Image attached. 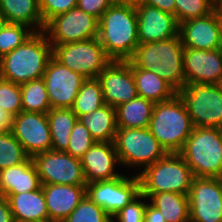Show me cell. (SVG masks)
Wrapping results in <instances>:
<instances>
[{
  "mask_svg": "<svg viewBox=\"0 0 222 222\" xmlns=\"http://www.w3.org/2000/svg\"><path fill=\"white\" fill-rule=\"evenodd\" d=\"M138 20L135 7H109L98 20V39L112 61H128L138 46Z\"/></svg>",
  "mask_w": 222,
  "mask_h": 222,
  "instance_id": "1",
  "label": "cell"
},
{
  "mask_svg": "<svg viewBox=\"0 0 222 222\" xmlns=\"http://www.w3.org/2000/svg\"><path fill=\"white\" fill-rule=\"evenodd\" d=\"M53 47L44 31L35 32L23 44L0 58V78L23 84L43 78Z\"/></svg>",
  "mask_w": 222,
  "mask_h": 222,
  "instance_id": "2",
  "label": "cell"
},
{
  "mask_svg": "<svg viewBox=\"0 0 222 222\" xmlns=\"http://www.w3.org/2000/svg\"><path fill=\"white\" fill-rule=\"evenodd\" d=\"M183 51L178 35L163 41L138 44L130 61L137 68L155 72L178 92L186 85Z\"/></svg>",
  "mask_w": 222,
  "mask_h": 222,
  "instance_id": "3",
  "label": "cell"
},
{
  "mask_svg": "<svg viewBox=\"0 0 222 222\" xmlns=\"http://www.w3.org/2000/svg\"><path fill=\"white\" fill-rule=\"evenodd\" d=\"M149 130L167 153H179L193 131V124L178 94L154 104Z\"/></svg>",
  "mask_w": 222,
  "mask_h": 222,
  "instance_id": "4",
  "label": "cell"
},
{
  "mask_svg": "<svg viewBox=\"0 0 222 222\" xmlns=\"http://www.w3.org/2000/svg\"><path fill=\"white\" fill-rule=\"evenodd\" d=\"M140 193L147 199L156 193L175 192L188 195L194 175L179 153L164 158L140 171Z\"/></svg>",
  "mask_w": 222,
  "mask_h": 222,
  "instance_id": "5",
  "label": "cell"
},
{
  "mask_svg": "<svg viewBox=\"0 0 222 222\" xmlns=\"http://www.w3.org/2000/svg\"><path fill=\"white\" fill-rule=\"evenodd\" d=\"M179 154L194 177L222 178V129L194 127Z\"/></svg>",
  "mask_w": 222,
  "mask_h": 222,
  "instance_id": "6",
  "label": "cell"
},
{
  "mask_svg": "<svg viewBox=\"0 0 222 222\" xmlns=\"http://www.w3.org/2000/svg\"><path fill=\"white\" fill-rule=\"evenodd\" d=\"M113 143L123 167L144 170L168 154L149 128H117Z\"/></svg>",
  "mask_w": 222,
  "mask_h": 222,
  "instance_id": "7",
  "label": "cell"
},
{
  "mask_svg": "<svg viewBox=\"0 0 222 222\" xmlns=\"http://www.w3.org/2000/svg\"><path fill=\"white\" fill-rule=\"evenodd\" d=\"M53 57L71 71L86 79L97 78L112 60L107 56L98 38L85 41L52 44Z\"/></svg>",
  "mask_w": 222,
  "mask_h": 222,
  "instance_id": "8",
  "label": "cell"
},
{
  "mask_svg": "<svg viewBox=\"0 0 222 222\" xmlns=\"http://www.w3.org/2000/svg\"><path fill=\"white\" fill-rule=\"evenodd\" d=\"M177 94L194 127L222 129V93L215 84H188Z\"/></svg>",
  "mask_w": 222,
  "mask_h": 222,
  "instance_id": "9",
  "label": "cell"
},
{
  "mask_svg": "<svg viewBox=\"0 0 222 222\" xmlns=\"http://www.w3.org/2000/svg\"><path fill=\"white\" fill-rule=\"evenodd\" d=\"M140 194L139 177L121 174L111 180H100L86 184V195L111 217L123 209Z\"/></svg>",
  "mask_w": 222,
  "mask_h": 222,
  "instance_id": "10",
  "label": "cell"
},
{
  "mask_svg": "<svg viewBox=\"0 0 222 222\" xmlns=\"http://www.w3.org/2000/svg\"><path fill=\"white\" fill-rule=\"evenodd\" d=\"M51 44L98 38V19L78 7L52 18L44 28Z\"/></svg>",
  "mask_w": 222,
  "mask_h": 222,
  "instance_id": "11",
  "label": "cell"
},
{
  "mask_svg": "<svg viewBox=\"0 0 222 222\" xmlns=\"http://www.w3.org/2000/svg\"><path fill=\"white\" fill-rule=\"evenodd\" d=\"M41 184L86 185L81 160L63 151L49 150L33 158Z\"/></svg>",
  "mask_w": 222,
  "mask_h": 222,
  "instance_id": "12",
  "label": "cell"
},
{
  "mask_svg": "<svg viewBox=\"0 0 222 222\" xmlns=\"http://www.w3.org/2000/svg\"><path fill=\"white\" fill-rule=\"evenodd\" d=\"M188 201L189 222H222V178L194 177Z\"/></svg>",
  "mask_w": 222,
  "mask_h": 222,
  "instance_id": "13",
  "label": "cell"
},
{
  "mask_svg": "<svg viewBox=\"0 0 222 222\" xmlns=\"http://www.w3.org/2000/svg\"><path fill=\"white\" fill-rule=\"evenodd\" d=\"M10 131L30 158L52 150L47 114L21 111L12 117Z\"/></svg>",
  "mask_w": 222,
  "mask_h": 222,
  "instance_id": "14",
  "label": "cell"
},
{
  "mask_svg": "<svg viewBox=\"0 0 222 222\" xmlns=\"http://www.w3.org/2000/svg\"><path fill=\"white\" fill-rule=\"evenodd\" d=\"M43 79L46 83L51 109L71 108L86 78L71 71L54 57L48 62Z\"/></svg>",
  "mask_w": 222,
  "mask_h": 222,
  "instance_id": "15",
  "label": "cell"
},
{
  "mask_svg": "<svg viewBox=\"0 0 222 222\" xmlns=\"http://www.w3.org/2000/svg\"><path fill=\"white\" fill-rule=\"evenodd\" d=\"M104 103L114 108L138 97L132 68L127 61H112L98 75Z\"/></svg>",
  "mask_w": 222,
  "mask_h": 222,
  "instance_id": "16",
  "label": "cell"
},
{
  "mask_svg": "<svg viewBox=\"0 0 222 222\" xmlns=\"http://www.w3.org/2000/svg\"><path fill=\"white\" fill-rule=\"evenodd\" d=\"M179 36L184 48L219 49L222 36V22L216 10L200 18L179 24Z\"/></svg>",
  "mask_w": 222,
  "mask_h": 222,
  "instance_id": "17",
  "label": "cell"
},
{
  "mask_svg": "<svg viewBox=\"0 0 222 222\" xmlns=\"http://www.w3.org/2000/svg\"><path fill=\"white\" fill-rule=\"evenodd\" d=\"M183 68L186 85L216 84L222 76V52L184 48Z\"/></svg>",
  "mask_w": 222,
  "mask_h": 222,
  "instance_id": "18",
  "label": "cell"
},
{
  "mask_svg": "<svg viewBox=\"0 0 222 222\" xmlns=\"http://www.w3.org/2000/svg\"><path fill=\"white\" fill-rule=\"evenodd\" d=\"M135 10L139 44L163 41L179 35V23L175 15L146 4L137 6Z\"/></svg>",
  "mask_w": 222,
  "mask_h": 222,
  "instance_id": "19",
  "label": "cell"
},
{
  "mask_svg": "<svg viewBox=\"0 0 222 222\" xmlns=\"http://www.w3.org/2000/svg\"><path fill=\"white\" fill-rule=\"evenodd\" d=\"M80 160L86 183L111 180L122 174L114 169L120 163L113 142H95Z\"/></svg>",
  "mask_w": 222,
  "mask_h": 222,
  "instance_id": "20",
  "label": "cell"
},
{
  "mask_svg": "<svg viewBox=\"0 0 222 222\" xmlns=\"http://www.w3.org/2000/svg\"><path fill=\"white\" fill-rule=\"evenodd\" d=\"M49 222H62L86 195V185L41 184Z\"/></svg>",
  "mask_w": 222,
  "mask_h": 222,
  "instance_id": "21",
  "label": "cell"
},
{
  "mask_svg": "<svg viewBox=\"0 0 222 222\" xmlns=\"http://www.w3.org/2000/svg\"><path fill=\"white\" fill-rule=\"evenodd\" d=\"M15 222H49L42 187L36 191L7 194Z\"/></svg>",
  "mask_w": 222,
  "mask_h": 222,
  "instance_id": "22",
  "label": "cell"
},
{
  "mask_svg": "<svg viewBox=\"0 0 222 222\" xmlns=\"http://www.w3.org/2000/svg\"><path fill=\"white\" fill-rule=\"evenodd\" d=\"M0 186L4 196L38 190L41 182L33 159L29 157L22 164L0 170Z\"/></svg>",
  "mask_w": 222,
  "mask_h": 222,
  "instance_id": "23",
  "label": "cell"
},
{
  "mask_svg": "<svg viewBox=\"0 0 222 222\" xmlns=\"http://www.w3.org/2000/svg\"><path fill=\"white\" fill-rule=\"evenodd\" d=\"M127 62L132 68L139 97L156 104L170 100L177 94V91L155 72L137 68L130 60Z\"/></svg>",
  "mask_w": 222,
  "mask_h": 222,
  "instance_id": "24",
  "label": "cell"
},
{
  "mask_svg": "<svg viewBox=\"0 0 222 222\" xmlns=\"http://www.w3.org/2000/svg\"><path fill=\"white\" fill-rule=\"evenodd\" d=\"M0 13L8 23L24 24L35 32L44 31L39 0H0Z\"/></svg>",
  "mask_w": 222,
  "mask_h": 222,
  "instance_id": "25",
  "label": "cell"
},
{
  "mask_svg": "<svg viewBox=\"0 0 222 222\" xmlns=\"http://www.w3.org/2000/svg\"><path fill=\"white\" fill-rule=\"evenodd\" d=\"M78 120L86 126L96 142H113L117 132L116 109L103 105L92 113L82 115Z\"/></svg>",
  "mask_w": 222,
  "mask_h": 222,
  "instance_id": "26",
  "label": "cell"
},
{
  "mask_svg": "<svg viewBox=\"0 0 222 222\" xmlns=\"http://www.w3.org/2000/svg\"><path fill=\"white\" fill-rule=\"evenodd\" d=\"M154 103L143 97H136L117 106V128H148Z\"/></svg>",
  "mask_w": 222,
  "mask_h": 222,
  "instance_id": "27",
  "label": "cell"
},
{
  "mask_svg": "<svg viewBox=\"0 0 222 222\" xmlns=\"http://www.w3.org/2000/svg\"><path fill=\"white\" fill-rule=\"evenodd\" d=\"M52 150L65 152L68 148L70 133L78 120L71 108H55L47 112Z\"/></svg>",
  "mask_w": 222,
  "mask_h": 222,
  "instance_id": "28",
  "label": "cell"
},
{
  "mask_svg": "<svg viewBox=\"0 0 222 222\" xmlns=\"http://www.w3.org/2000/svg\"><path fill=\"white\" fill-rule=\"evenodd\" d=\"M149 199L150 204L162 213L166 222H189L188 195L164 192L151 195Z\"/></svg>",
  "mask_w": 222,
  "mask_h": 222,
  "instance_id": "29",
  "label": "cell"
},
{
  "mask_svg": "<svg viewBox=\"0 0 222 222\" xmlns=\"http://www.w3.org/2000/svg\"><path fill=\"white\" fill-rule=\"evenodd\" d=\"M103 105L105 103L100 81L97 78H88L82 84L71 110L79 118L92 113Z\"/></svg>",
  "mask_w": 222,
  "mask_h": 222,
  "instance_id": "30",
  "label": "cell"
},
{
  "mask_svg": "<svg viewBox=\"0 0 222 222\" xmlns=\"http://www.w3.org/2000/svg\"><path fill=\"white\" fill-rule=\"evenodd\" d=\"M22 94V110L47 114L51 110L46 83L43 78L20 84Z\"/></svg>",
  "mask_w": 222,
  "mask_h": 222,
  "instance_id": "31",
  "label": "cell"
},
{
  "mask_svg": "<svg viewBox=\"0 0 222 222\" xmlns=\"http://www.w3.org/2000/svg\"><path fill=\"white\" fill-rule=\"evenodd\" d=\"M29 156L12 132L0 131V170L24 163Z\"/></svg>",
  "mask_w": 222,
  "mask_h": 222,
  "instance_id": "32",
  "label": "cell"
},
{
  "mask_svg": "<svg viewBox=\"0 0 222 222\" xmlns=\"http://www.w3.org/2000/svg\"><path fill=\"white\" fill-rule=\"evenodd\" d=\"M34 33L27 25L7 23L0 31V58L19 47Z\"/></svg>",
  "mask_w": 222,
  "mask_h": 222,
  "instance_id": "33",
  "label": "cell"
},
{
  "mask_svg": "<svg viewBox=\"0 0 222 222\" xmlns=\"http://www.w3.org/2000/svg\"><path fill=\"white\" fill-rule=\"evenodd\" d=\"M112 217L93 203L87 195L62 222H111Z\"/></svg>",
  "mask_w": 222,
  "mask_h": 222,
  "instance_id": "34",
  "label": "cell"
},
{
  "mask_svg": "<svg viewBox=\"0 0 222 222\" xmlns=\"http://www.w3.org/2000/svg\"><path fill=\"white\" fill-rule=\"evenodd\" d=\"M215 10V0H175V17L180 24Z\"/></svg>",
  "mask_w": 222,
  "mask_h": 222,
  "instance_id": "35",
  "label": "cell"
},
{
  "mask_svg": "<svg viewBox=\"0 0 222 222\" xmlns=\"http://www.w3.org/2000/svg\"><path fill=\"white\" fill-rule=\"evenodd\" d=\"M0 108L12 117L23 111L20 84L0 78Z\"/></svg>",
  "mask_w": 222,
  "mask_h": 222,
  "instance_id": "36",
  "label": "cell"
},
{
  "mask_svg": "<svg viewBox=\"0 0 222 222\" xmlns=\"http://www.w3.org/2000/svg\"><path fill=\"white\" fill-rule=\"evenodd\" d=\"M95 142L86 126L77 120L70 133L68 148L65 152L80 159Z\"/></svg>",
  "mask_w": 222,
  "mask_h": 222,
  "instance_id": "37",
  "label": "cell"
},
{
  "mask_svg": "<svg viewBox=\"0 0 222 222\" xmlns=\"http://www.w3.org/2000/svg\"><path fill=\"white\" fill-rule=\"evenodd\" d=\"M146 199L141 193L127 204L123 209L117 212L113 217L114 222H144V214L147 203L141 201ZM115 218V219H114Z\"/></svg>",
  "mask_w": 222,
  "mask_h": 222,
  "instance_id": "38",
  "label": "cell"
},
{
  "mask_svg": "<svg viewBox=\"0 0 222 222\" xmlns=\"http://www.w3.org/2000/svg\"><path fill=\"white\" fill-rule=\"evenodd\" d=\"M78 0H39L40 13L44 25L57 15L77 7Z\"/></svg>",
  "mask_w": 222,
  "mask_h": 222,
  "instance_id": "39",
  "label": "cell"
},
{
  "mask_svg": "<svg viewBox=\"0 0 222 222\" xmlns=\"http://www.w3.org/2000/svg\"><path fill=\"white\" fill-rule=\"evenodd\" d=\"M113 5L112 0H78L77 7L88 14L93 15L98 20L101 15Z\"/></svg>",
  "mask_w": 222,
  "mask_h": 222,
  "instance_id": "40",
  "label": "cell"
},
{
  "mask_svg": "<svg viewBox=\"0 0 222 222\" xmlns=\"http://www.w3.org/2000/svg\"><path fill=\"white\" fill-rule=\"evenodd\" d=\"M143 4L156 7L163 12L175 15V0H143Z\"/></svg>",
  "mask_w": 222,
  "mask_h": 222,
  "instance_id": "41",
  "label": "cell"
},
{
  "mask_svg": "<svg viewBox=\"0 0 222 222\" xmlns=\"http://www.w3.org/2000/svg\"><path fill=\"white\" fill-rule=\"evenodd\" d=\"M144 222H166V220L158 209H156L150 203H147L144 214Z\"/></svg>",
  "mask_w": 222,
  "mask_h": 222,
  "instance_id": "42",
  "label": "cell"
},
{
  "mask_svg": "<svg viewBox=\"0 0 222 222\" xmlns=\"http://www.w3.org/2000/svg\"><path fill=\"white\" fill-rule=\"evenodd\" d=\"M0 222H15L6 197L0 199Z\"/></svg>",
  "mask_w": 222,
  "mask_h": 222,
  "instance_id": "43",
  "label": "cell"
},
{
  "mask_svg": "<svg viewBox=\"0 0 222 222\" xmlns=\"http://www.w3.org/2000/svg\"><path fill=\"white\" fill-rule=\"evenodd\" d=\"M12 116L0 108V131H7L11 128Z\"/></svg>",
  "mask_w": 222,
  "mask_h": 222,
  "instance_id": "44",
  "label": "cell"
},
{
  "mask_svg": "<svg viewBox=\"0 0 222 222\" xmlns=\"http://www.w3.org/2000/svg\"><path fill=\"white\" fill-rule=\"evenodd\" d=\"M115 5H126L137 7L143 4V0H112Z\"/></svg>",
  "mask_w": 222,
  "mask_h": 222,
  "instance_id": "45",
  "label": "cell"
},
{
  "mask_svg": "<svg viewBox=\"0 0 222 222\" xmlns=\"http://www.w3.org/2000/svg\"><path fill=\"white\" fill-rule=\"evenodd\" d=\"M215 10L219 15V18L222 22V0H215Z\"/></svg>",
  "mask_w": 222,
  "mask_h": 222,
  "instance_id": "46",
  "label": "cell"
},
{
  "mask_svg": "<svg viewBox=\"0 0 222 222\" xmlns=\"http://www.w3.org/2000/svg\"><path fill=\"white\" fill-rule=\"evenodd\" d=\"M6 18L0 13V31L4 28V26L7 24Z\"/></svg>",
  "mask_w": 222,
  "mask_h": 222,
  "instance_id": "47",
  "label": "cell"
},
{
  "mask_svg": "<svg viewBox=\"0 0 222 222\" xmlns=\"http://www.w3.org/2000/svg\"><path fill=\"white\" fill-rule=\"evenodd\" d=\"M215 85L217 86L218 90L222 93V76Z\"/></svg>",
  "mask_w": 222,
  "mask_h": 222,
  "instance_id": "48",
  "label": "cell"
},
{
  "mask_svg": "<svg viewBox=\"0 0 222 222\" xmlns=\"http://www.w3.org/2000/svg\"><path fill=\"white\" fill-rule=\"evenodd\" d=\"M3 197H5V196H4V193H3L1 186H0V199H2Z\"/></svg>",
  "mask_w": 222,
  "mask_h": 222,
  "instance_id": "49",
  "label": "cell"
},
{
  "mask_svg": "<svg viewBox=\"0 0 222 222\" xmlns=\"http://www.w3.org/2000/svg\"><path fill=\"white\" fill-rule=\"evenodd\" d=\"M219 50L222 52V36H221V41H220V47Z\"/></svg>",
  "mask_w": 222,
  "mask_h": 222,
  "instance_id": "50",
  "label": "cell"
}]
</instances>
